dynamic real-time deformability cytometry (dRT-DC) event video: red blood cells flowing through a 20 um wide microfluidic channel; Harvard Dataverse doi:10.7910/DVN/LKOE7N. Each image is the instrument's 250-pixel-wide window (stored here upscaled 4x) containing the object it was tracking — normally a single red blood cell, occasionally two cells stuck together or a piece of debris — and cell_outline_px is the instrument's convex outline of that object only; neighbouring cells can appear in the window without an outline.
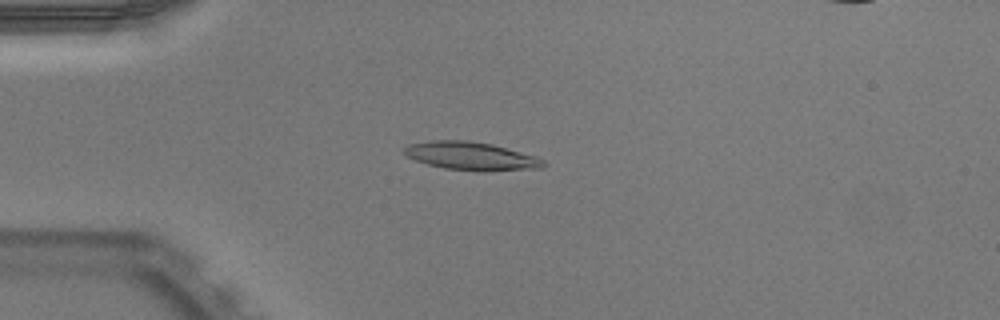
{"species": "Egyptian fruit bat (a non-hibernating species)", "species_latin": "Rousettus aegyptiacus", "temperature_condition": "warm", "stored_images_in_passage": 52, "segment_of_instrument_passage": [1, 2], "camera_frame_rate_fps": 3000, "um_per_image_px": 0.085, "animal": {"sex": "male"}, "frame": {"image": 1, "passage_image": 13, "time_ms": 4.0, "image_size_px": [1000, 320], "cell_outline_px": [[548, 164], [544, 168], [480, 172], [444, 168], [428, 164], [416, 160], [408, 156], [404, 152], [404, 148], [408, 144], [432, 140], [468, 140], [492, 144], [536, 156], [544, 160]], "centroid_in_image_um": [40.1, 13.27], "position_along_channel_um": 44.9, "area_um2": 23.06}}
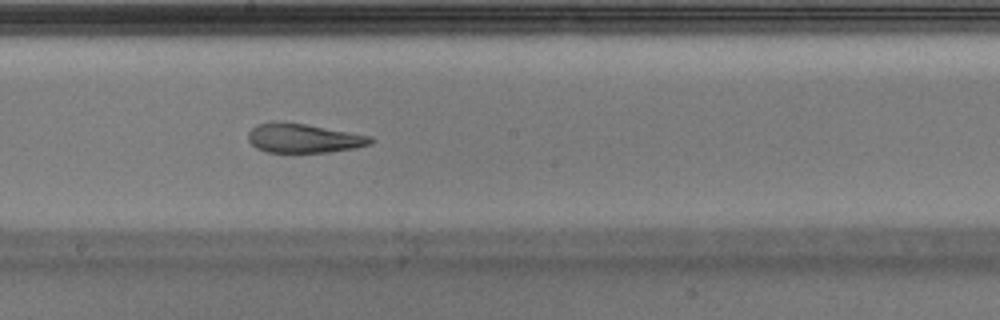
{"frame": {"image": 2, "passage_image": 28, "time_ms": 9.0, "image_size_px": [1000, 320], "cell_outline_px": [[376, 140], [372, 144], [356, 148], [328, 152], [264, 152], [256, 148], [248, 140], [248, 132], [256, 124], [272, 120], [276, 120], [304, 124], [372, 136]], "centroid_in_image_um": [25.79, 11.74], "position_along_channel_um": 222.4, "area_um2": 21.1}}
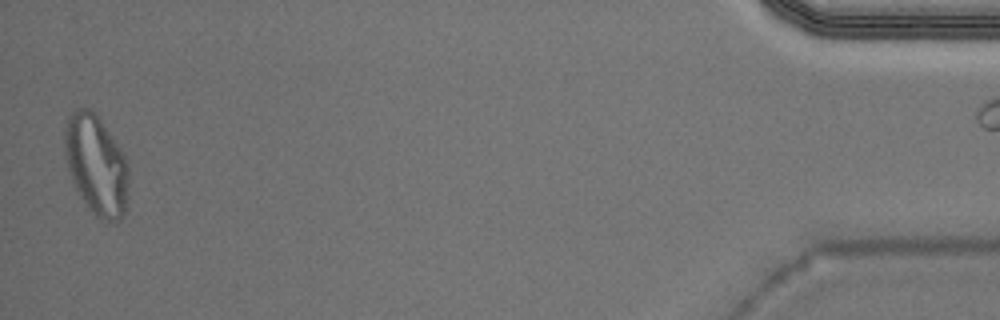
{"frame": {"image": 3, "passage_image": 50, "time_ms": 16.333, "image_size_px": [1000, 320], "cell_outline_px": [[128, 196], [124, 216], [116, 224], [104, 224], [88, 208], [80, 196], [72, 180], [68, 168], [64, 152], [64, 132], [68, 116], [72, 112], [80, 108], [88, 108], [100, 120], [112, 136], [120, 148], [128, 164]], "centroid_in_image_um": [8.2, 14.11], "position_along_channel_um": 427.0, "area_um2": 37.57}}